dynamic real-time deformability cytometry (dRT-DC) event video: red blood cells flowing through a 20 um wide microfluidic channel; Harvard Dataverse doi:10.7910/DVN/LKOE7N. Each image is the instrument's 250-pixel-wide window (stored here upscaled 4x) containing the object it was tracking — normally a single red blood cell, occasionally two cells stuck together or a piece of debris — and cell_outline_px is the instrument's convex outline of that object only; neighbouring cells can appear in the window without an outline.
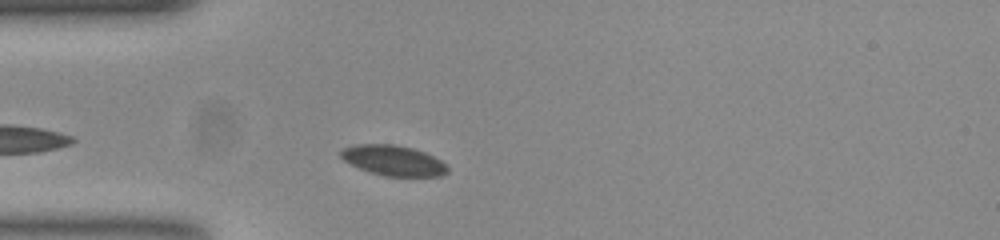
{"species": "common noctule bat (a hibernating species)", "species_latin": "Nyctalus noctula", "temperature_condition": "room temperature", "stored_images_in_passage": 27, "camera_frame_rate_fps": 3000, "um_per_image_px": 0.085, "animal": {"sex": "female", "body_mass_g": 23.0, "forearm_length_mm": 53.4}, "frame": {"image": 1, "passage_image": 6, "time_ms": 1.667, "image_size_px": [1000, 240], "cell_outline_px": [[448, 172], [440, 176], [384, 176], [360, 168], [344, 160], [340, 156], [340, 152], [344, 148], [360, 144], [392, 144], [412, 148], [424, 152], [440, 160], [448, 168]], "centroid_in_image_um": [33.44, 13.64], "position_along_channel_um": 51.6, "area_um2": 18.5}}
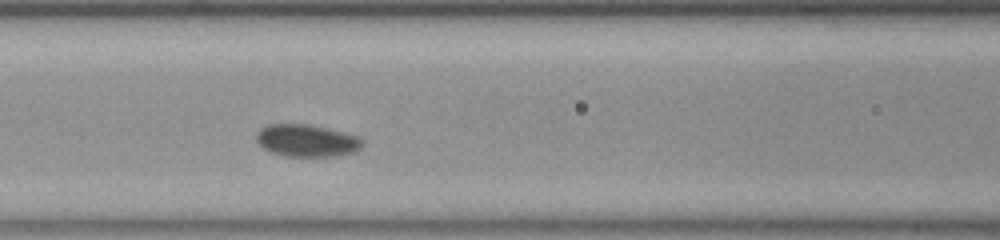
{"frame": {"image": 2, "passage_image": 14, "time_ms": 4.333, "image_size_px": [1000, 240], "cell_outline_px": [[364, 144], [360, 148], [352, 152], [336, 156], [284, 156], [272, 152], [264, 148], [256, 140], [256, 136], [260, 128], [268, 124], [308, 124], [356, 136]], "centroid_in_image_um": [26.02, 11.95], "position_along_channel_um": 140.6, "area_um2": 19.54}}
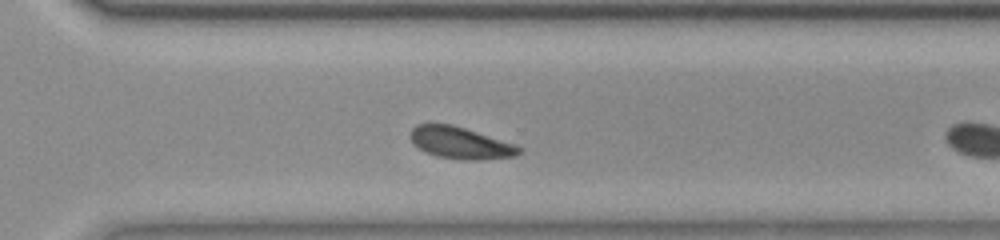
{"frame": {"image": 3, "passage_image": 26, "time_ms": 8.333, "image_size_px": [1000, 240], "cell_outline_px": [[520, 152], [516, 156], [480, 160], [460, 160], [436, 156], [420, 148], [412, 140], [412, 128], [416, 124], [452, 124], [516, 144], [520, 148]], "centroid_in_image_um": [39.18, 12.15], "position_along_channel_um": 331.4, "area_um2": 19.88}}